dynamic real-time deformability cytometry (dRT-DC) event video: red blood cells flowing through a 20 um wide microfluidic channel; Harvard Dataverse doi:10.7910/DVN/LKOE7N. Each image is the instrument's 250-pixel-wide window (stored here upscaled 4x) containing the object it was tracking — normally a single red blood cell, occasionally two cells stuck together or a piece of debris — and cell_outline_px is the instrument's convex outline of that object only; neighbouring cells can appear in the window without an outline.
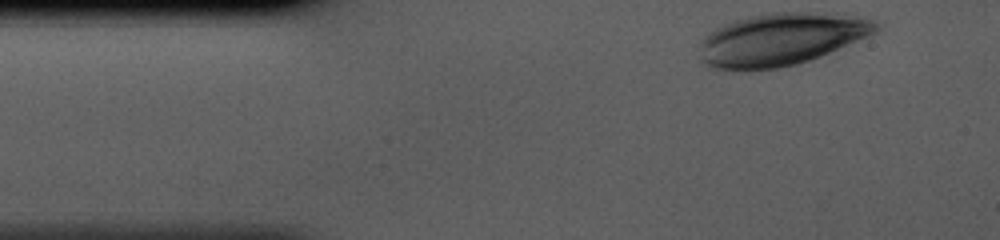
{"species": "human", "species_latin": "Homo sapiens", "temperature_condition": "cold", "stored_images_in_passage": 33, "camera_frame_rate_fps": 3000, "um_per_image_px": 0.085, "donor": {"sex": "male"}, "frame": {"image": 1, "passage_image": 1, "time_ms": 0.0, "image_size_px": [1000, 240], "cell_outline_px": [[880, 28], [876, 32], [868, 36], [820, 56], [796, 64], [776, 68], [748, 72], [712, 68], [700, 64], [700, 40], [708, 32], [724, 24], [748, 16], [772, 12], [844, 12], [872, 20], [880, 24]], "centroid_in_image_um": [66.35, 3.34], "position_along_channel_um": 18.6, "area_um2": 54.85}}
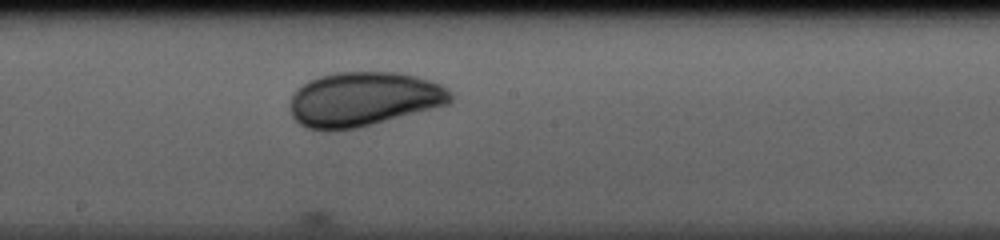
{"frame": {"image": 2, "passage_image": 19, "time_ms": 6.0, "image_size_px": [1000, 240], "cell_outline_px": [[452, 104], [360, 128], [332, 132], [324, 132], [308, 128], [300, 124], [292, 116], [292, 96], [296, 88], [308, 80], [320, 76], [336, 72], [400, 72], [416, 76], [440, 84], [448, 88], [452, 92]], "centroid_in_image_um": [30.94, 8.45], "position_along_channel_um": 217.3, "area_um2": 51.73}}
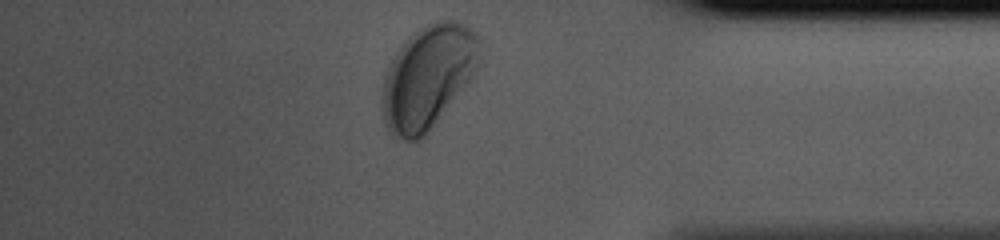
{"frame": {"image": 3, "passage_image": 33, "time_ms": 10.667, "image_size_px": [1000, 240], "cell_outline_px": [[480, 64], [472, 76], [436, 124], [420, 140], [404, 140], [388, 132], [384, 120], [384, 80], [388, 68], [396, 52], [408, 36], [440, 20], [452, 20], [464, 24], [476, 32], [480, 40]], "centroid_in_image_um": [36.42, 6.54], "position_along_channel_um": 398.8, "area_um2": 57.86}}